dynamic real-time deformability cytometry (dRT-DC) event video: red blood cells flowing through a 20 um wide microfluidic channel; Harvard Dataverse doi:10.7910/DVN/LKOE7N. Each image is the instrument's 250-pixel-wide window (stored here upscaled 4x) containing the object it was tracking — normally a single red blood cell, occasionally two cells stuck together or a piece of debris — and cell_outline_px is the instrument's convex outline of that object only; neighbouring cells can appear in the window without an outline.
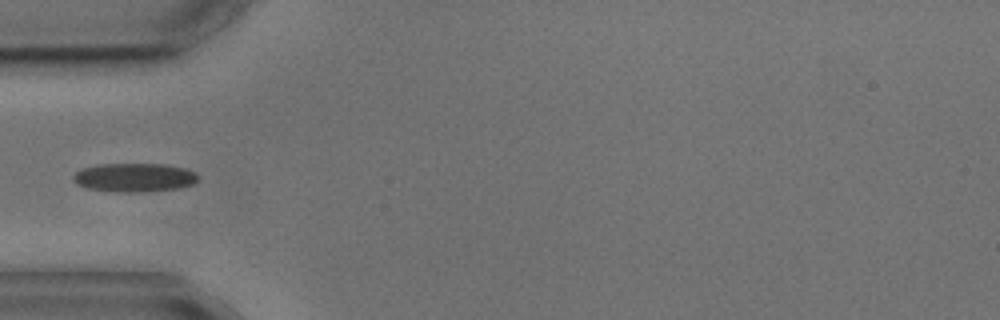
{"species": "common noctule bat (a hibernating species)", "species_latin": "Nyctalus noctula", "temperature_condition": "cold", "stored_images_in_passage": 2, "camera_frame_rate_fps": 3000, "um_per_image_px": 0.085, "animal": {"sex": "male", "body_mass_g": 17.9, "forearm_length_mm": 54.2}, "frame": {"image": 1, "passage_image": 2, "time_ms": 1.333, "image_size_px": [1000, 320], "cell_outline_px": [[200, 176], [192, 184], [180, 188], [136, 192], [112, 192], [88, 188], [76, 184], [72, 180], [72, 176], [76, 172], [84, 168], [96, 164], [164, 164], [184, 168], [196, 172]], "centroid_in_image_um": [11.4, 15.08], "position_along_channel_um": 73.6, "area_um2": 20.98}}